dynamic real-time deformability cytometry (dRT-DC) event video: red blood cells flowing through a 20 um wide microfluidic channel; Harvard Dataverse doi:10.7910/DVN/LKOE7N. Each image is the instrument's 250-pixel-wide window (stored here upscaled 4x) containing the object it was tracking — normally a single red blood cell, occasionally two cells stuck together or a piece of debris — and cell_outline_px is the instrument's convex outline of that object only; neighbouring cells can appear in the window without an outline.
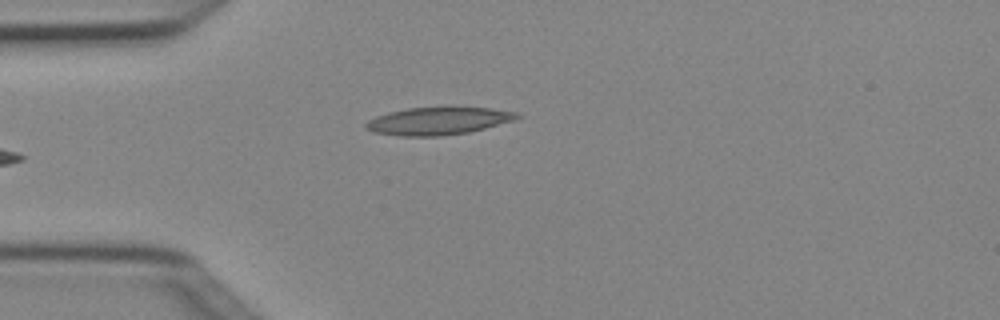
{"species": "Egyptian fruit bat (a non-hibernating species)", "species_latin": "Rousettus aegyptiacus", "temperature_condition": "cold", "stored_images_in_passage": 5, "camera_frame_rate_fps": 3000, "um_per_image_px": 0.085, "animal": {"sex": "female"}, "frame": {"image": 1, "passage_image": 5, "time_ms": 1.333, "image_size_px": [1000, 320], "cell_outline_px": [[520, 116], [516, 120], [468, 132], [440, 136], [400, 136], [372, 132], [364, 128], [364, 124], [368, 120], [376, 116], [388, 112], [408, 108], [448, 104], [452, 104], [492, 108], [516, 112]], "centroid_in_image_um": [37.25, 10.23], "position_along_channel_um": 47.7, "area_um2": 25.37}}